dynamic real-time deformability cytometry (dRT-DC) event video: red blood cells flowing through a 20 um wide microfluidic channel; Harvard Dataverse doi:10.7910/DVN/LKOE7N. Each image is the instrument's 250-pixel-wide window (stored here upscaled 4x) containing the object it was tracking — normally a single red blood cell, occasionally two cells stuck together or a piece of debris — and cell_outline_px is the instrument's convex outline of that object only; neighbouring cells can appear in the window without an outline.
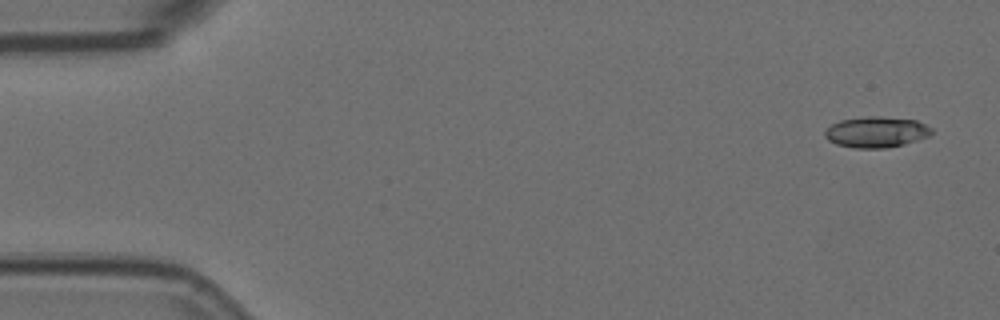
{"species": "Egyptian fruit bat (a non-hibernating species)", "species_latin": "Rousettus aegyptiacus", "temperature_condition": "room temperature", "stored_images_in_passage": 4, "camera_frame_rate_fps": 3000, "um_per_image_px": 0.085, "animal": {"sex": "female"}, "frame": {"image": 1, "passage_image": 1, "time_ms": 0.0, "image_size_px": [1000, 320], "cell_outline_px": [[932, 132], [928, 136], [904, 144], [884, 148], [852, 148], [836, 144], [828, 140], [824, 136], [824, 132], [832, 124], [840, 120], [868, 116], [880, 116], [916, 120], [932, 128]], "centroid_in_image_um": [74.46, 11.22], "position_along_channel_um": 10.5, "area_um2": 19.13}}
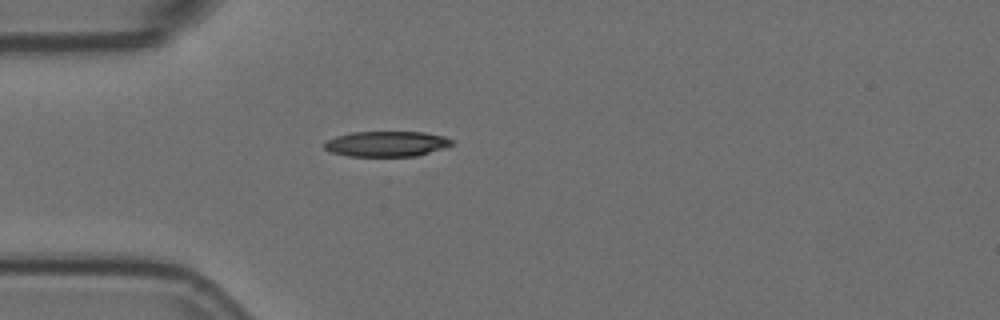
{"frame": {"image": 2, "passage_image": 4, "time_ms": 1.0, "image_size_px": [1000, 320], "cell_outline_px": [[456, 140], [452, 144], [444, 148], [416, 156], [348, 156], [328, 152], [324, 148], [324, 144], [328, 140], [336, 136], [352, 132], [424, 132], [444, 136]], "centroid_in_image_um": [32.86, 12.23], "position_along_channel_um": 52.1, "area_um2": 18.96}}